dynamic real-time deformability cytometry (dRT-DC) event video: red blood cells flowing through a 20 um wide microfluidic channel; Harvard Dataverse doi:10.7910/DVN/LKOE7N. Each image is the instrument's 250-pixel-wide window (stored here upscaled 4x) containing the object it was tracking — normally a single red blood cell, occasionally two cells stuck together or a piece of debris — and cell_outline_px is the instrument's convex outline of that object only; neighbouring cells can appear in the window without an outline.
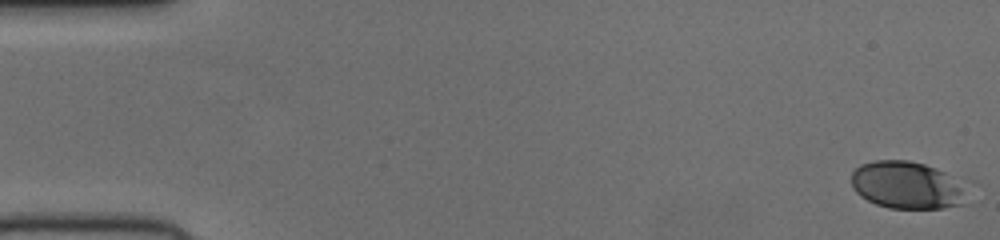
{"species": "human", "species_latin": "Homo sapiens", "temperature_condition": "cold", "stored_images_in_passage": 52, "camera_frame_rate_fps": 3000, "um_per_image_px": 0.085, "donor": {"sex": "female"}, "frame": {"image": 1, "passage_image": 1, "time_ms": 0.0, "image_size_px": [1000, 240], "cell_outline_px": [[980, 184], [968, 204], [944, 208], [888, 208], [876, 204], [860, 196], [856, 192], [852, 184], [852, 172], [860, 164], [876, 160], [908, 160], [924, 164], [976, 180]], "centroid_in_image_um": [77.48, 15.74], "position_along_channel_um": 7.5, "area_um2": 34.68}}
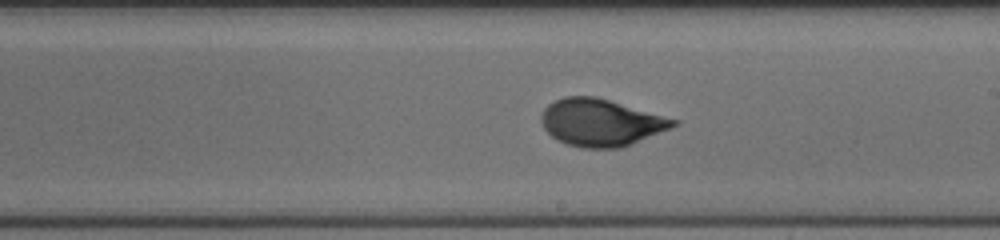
{"frame": {"image": 2, "passage_image": 30, "time_ms": 9.667, "image_size_px": [1000, 240], "cell_outline_px": [[680, 124], [672, 128], [632, 144], [620, 148], [580, 148], [568, 144], [552, 136], [544, 128], [540, 120], [540, 116], [544, 108], [548, 104], [564, 96], [596, 96], [680, 120]], "centroid_in_image_um": [51.11, 10.41], "position_along_channel_um": 237.9, "area_um2": 36.47}}
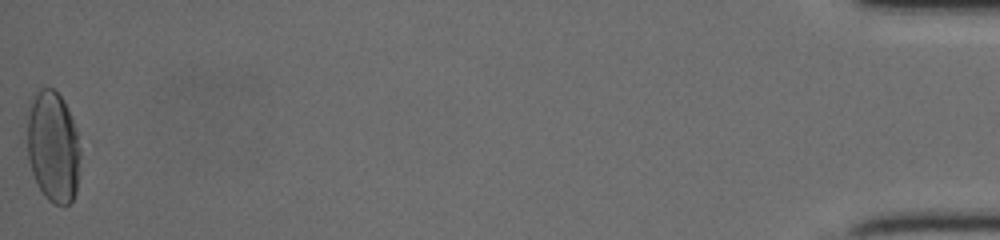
{"frame": {"image": 3, "passage_image": 52, "time_ms": 17.0, "image_size_px": [1000, 240], "cell_outline_px": [[80, 156], [76, 192], [72, 200], [68, 204], [56, 204], [48, 200], [44, 196], [32, 172], [28, 160], [28, 100], [40, 88], [52, 88], [60, 96], [72, 120], [76, 132], [80, 148]], "centroid_in_image_um": [4.49, 12.46], "position_along_channel_um": 430.7, "area_um2": 34.22}}